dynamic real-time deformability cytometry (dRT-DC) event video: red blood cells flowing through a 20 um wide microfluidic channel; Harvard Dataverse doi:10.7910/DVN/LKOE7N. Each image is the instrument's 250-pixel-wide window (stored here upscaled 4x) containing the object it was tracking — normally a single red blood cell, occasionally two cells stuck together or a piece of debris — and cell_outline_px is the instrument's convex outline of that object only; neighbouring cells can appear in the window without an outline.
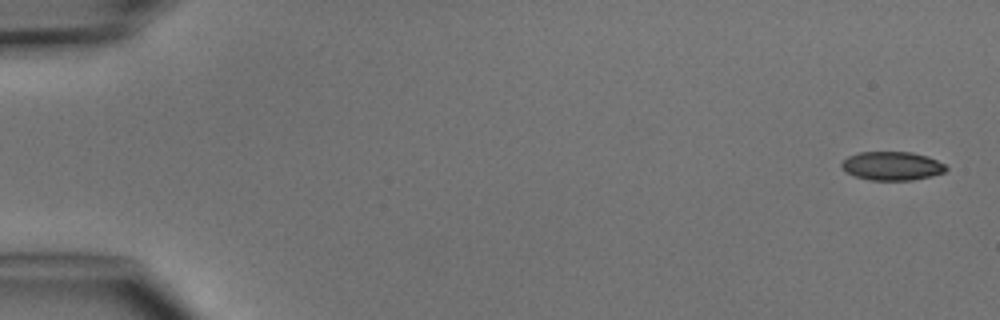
{"species": "common noctule bat (a hibernating species)", "species_latin": "Nyctalus noctula", "temperature_condition": "cold", "stored_images_in_passage": 5, "camera_frame_rate_fps": 3000, "um_per_image_px": 0.085, "animal": {"sex": "male", "body_mass_g": 15.6}, "frame": {"image": 1, "passage_image": 1, "time_ms": 0.0, "image_size_px": [1000, 320], "cell_outline_px": [[948, 168], [944, 172], [932, 176], [912, 180], [868, 180], [856, 176], [848, 172], [840, 164], [848, 156], [860, 152], [912, 152], [928, 156], [944, 164]], "centroid_in_image_um": [75.85, 14.1], "position_along_channel_um": 9.2, "area_um2": 17.34}}
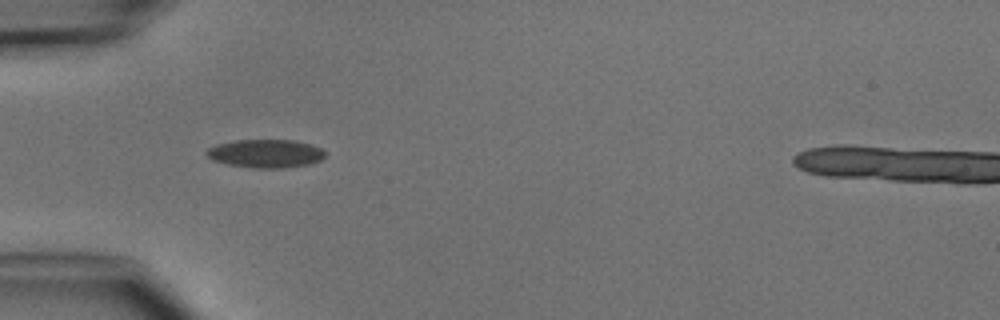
{"frame": {"image": 2, "passage_image": 5, "time_ms": 4.667, "image_size_px": [1000, 320], "cell_outline_px": [[324, 156], [320, 160], [308, 164], [284, 168], [252, 168], [228, 164], [212, 160], [204, 152], [208, 148], [216, 144], [236, 140], [296, 140], [312, 144], [320, 148], [324, 152]], "centroid_in_image_um": [22.55, 13.04], "position_along_channel_um": 62.4, "area_um2": 19.59}}